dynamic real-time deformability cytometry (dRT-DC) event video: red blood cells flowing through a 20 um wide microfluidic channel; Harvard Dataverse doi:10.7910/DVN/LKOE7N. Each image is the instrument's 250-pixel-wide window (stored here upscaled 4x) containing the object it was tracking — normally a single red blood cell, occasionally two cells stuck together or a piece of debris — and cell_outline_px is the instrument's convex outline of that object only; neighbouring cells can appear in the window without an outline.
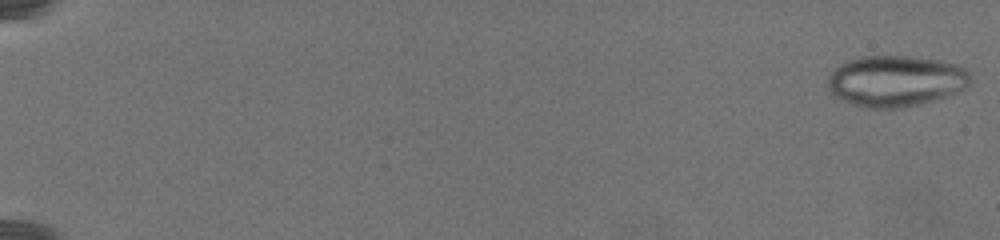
{"species": "common noctule bat (a hibernating species)", "species_latin": "Nyctalus noctula", "temperature_condition": "warm", "stored_images_in_passage": 46, "camera_frame_rate_fps": 3000, "um_per_image_px": 0.085, "animal": {"sex": "female", "body_mass_g": 19.5, "forearm_length_mm": 54.1}, "frame": {"image": 1, "passage_image": 1, "time_ms": 0.0, "image_size_px": [1000, 240], "cell_outline_px": [[968, 84], [964, 88], [948, 96], [920, 104], [896, 108], [868, 108], [844, 100], [836, 96], [828, 88], [828, 80], [832, 72], [840, 64], [848, 60], [860, 56], [912, 56], [940, 60], [956, 64], [964, 68], [968, 72]], "centroid_in_image_um": [76.14, 6.87], "position_along_channel_um": 8.9, "area_um2": 42.08}}
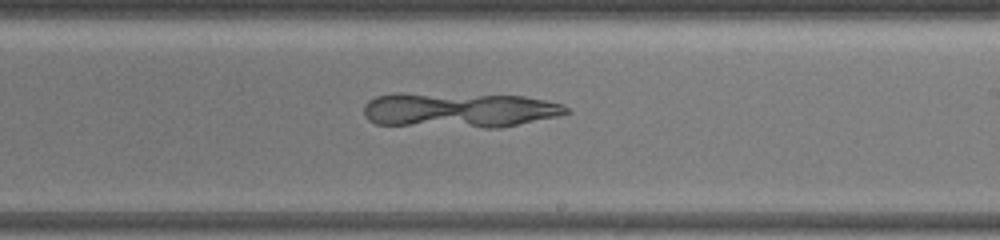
{"frame": {"image": 2, "passage_image": 32, "time_ms": 16.0, "image_size_px": [1000, 240], "cell_outline_px": [[572, 112], [556, 116], [500, 128], [484, 128], [376, 124], [368, 120], [364, 116], [364, 104], [368, 100], [376, 96], [396, 92], [404, 92], [524, 96], [564, 104]], "centroid_in_image_um": [38.99, 9.34], "position_along_channel_um": 250.0, "area_um2": 41.96}}
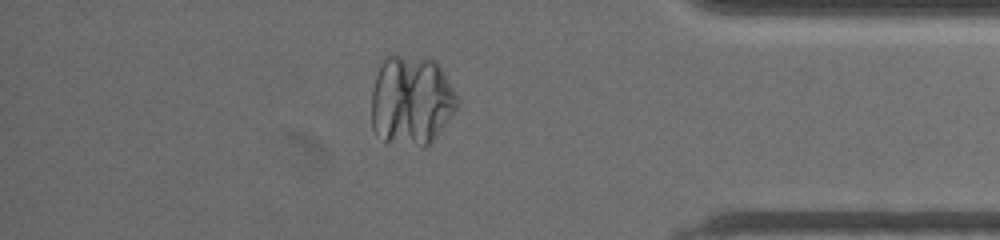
{"frame": {"image": 3, "passage_image": 42, "time_ms": 22.0, "image_size_px": [1000, 240], "cell_outline_px": [[460, 104], [432, 144], [424, 148], [420, 148], [384, 144], [376, 136], [372, 128], [372, 92], [376, 76], [380, 64], [388, 56], [400, 56], [436, 60], [456, 92], [460, 100]], "centroid_in_image_um": [34.97, 8.64], "position_along_channel_um": 400.2, "area_um2": 46.07}}